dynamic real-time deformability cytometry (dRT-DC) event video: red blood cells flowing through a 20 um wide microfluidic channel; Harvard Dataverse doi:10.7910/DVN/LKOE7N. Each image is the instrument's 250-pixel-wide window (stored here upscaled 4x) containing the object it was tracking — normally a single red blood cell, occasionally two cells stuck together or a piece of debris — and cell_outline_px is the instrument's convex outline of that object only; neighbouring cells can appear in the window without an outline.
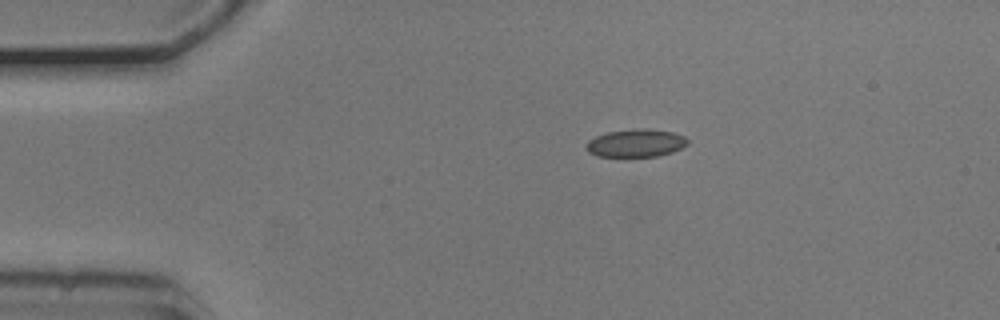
{"species": "common noctule bat (a hibernating species)", "species_latin": "Nyctalus noctula", "temperature_condition": "cold", "stored_images_in_passage": 41, "camera_frame_rate_fps": 3000, "um_per_image_px": 0.085, "animal": {"sex": "male", "body_mass_g": 20.5, "forearm_length_mm": 52.5}, "frame": {"image": 1, "passage_image": 1, "time_ms": 0.0, "image_size_px": [1000, 320], "cell_outline_px": [[688, 144], [672, 152], [656, 156], [596, 156], [588, 152], [584, 148], [588, 140], [596, 136], [608, 132], [644, 128], [672, 132], [684, 136], [688, 140]], "centroid_in_image_um": [54.02, 12.17], "position_along_channel_um": 31.0, "area_um2": 16.3}}
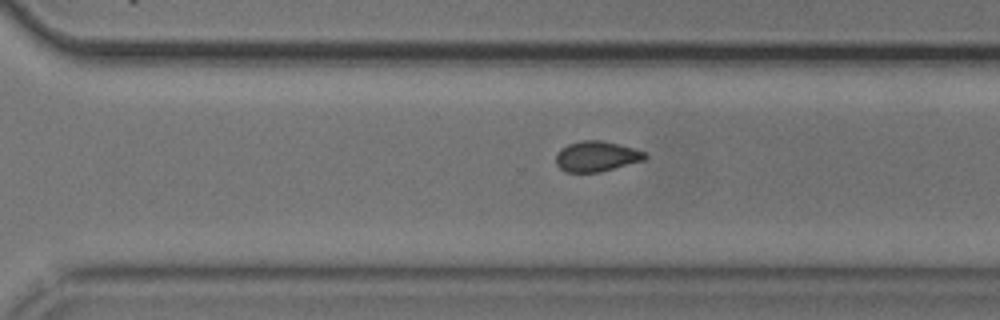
{"frame": {"image": 2, "passage_image": 28, "time_ms": 9.0, "image_size_px": [1000, 320], "cell_outline_px": [[648, 156], [644, 160], [600, 172], [564, 172], [556, 164], [556, 152], [560, 148], [568, 144], [580, 140], [600, 140], [620, 144], [648, 152]], "centroid_in_image_um": [50.71, 13.28], "position_along_channel_um": 319.9, "area_um2": 16.01}}
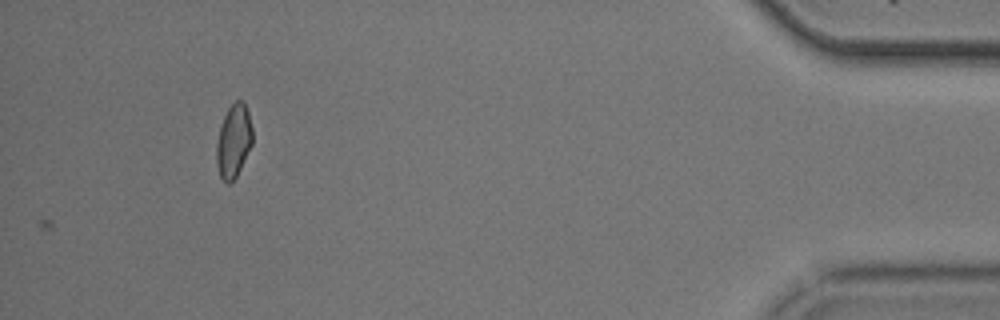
{"frame": {"image": 3, "passage_image": 41, "time_ms": 13.333, "image_size_px": [1000, 320], "cell_outline_px": [[252, 144], [236, 176], [228, 184], [220, 176], [216, 164], [216, 144], [220, 128], [224, 116], [228, 108], [236, 100], [244, 100], [248, 112], [252, 128]], "centroid_in_image_um": [19.85, 11.96], "position_along_channel_um": 415.3, "area_um2": 15.2}, "authors_computed_cell_mechanics": {"area_um2": 16.2418, "velocity_mm_per_s": 3.7286, "shape_relaxation_time_tau1_ms": 9.3472, "shape_relaxation_time_tau2_ms": 4.0971, "deformation_change_tau1": 0.101, "deformation_change_tau2": 0.083}}